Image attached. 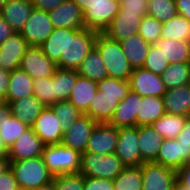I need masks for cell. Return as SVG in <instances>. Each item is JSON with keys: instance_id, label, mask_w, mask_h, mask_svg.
I'll use <instances>...</instances> for the list:
<instances>
[{"instance_id": "1", "label": "cell", "mask_w": 190, "mask_h": 190, "mask_svg": "<svg viewBox=\"0 0 190 190\" xmlns=\"http://www.w3.org/2000/svg\"><path fill=\"white\" fill-rule=\"evenodd\" d=\"M98 31L67 28V45L64 55H60V60L56 63L58 68L77 70L82 61L95 47Z\"/></svg>"}, {"instance_id": "2", "label": "cell", "mask_w": 190, "mask_h": 190, "mask_svg": "<svg viewBox=\"0 0 190 190\" xmlns=\"http://www.w3.org/2000/svg\"><path fill=\"white\" fill-rule=\"evenodd\" d=\"M95 48L100 53L110 78L129 81L133 68L123 53L120 42L109 38L103 32H98Z\"/></svg>"}, {"instance_id": "3", "label": "cell", "mask_w": 190, "mask_h": 190, "mask_svg": "<svg viewBox=\"0 0 190 190\" xmlns=\"http://www.w3.org/2000/svg\"><path fill=\"white\" fill-rule=\"evenodd\" d=\"M10 169L15 175L19 188L24 190H33L47 185L54 178L42 156L10 161Z\"/></svg>"}, {"instance_id": "4", "label": "cell", "mask_w": 190, "mask_h": 190, "mask_svg": "<svg viewBox=\"0 0 190 190\" xmlns=\"http://www.w3.org/2000/svg\"><path fill=\"white\" fill-rule=\"evenodd\" d=\"M42 158L54 176L79 173L81 168V154L62 143L45 145Z\"/></svg>"}, {"instance_id": "5", "label": "cell", "mask_w": 190, "mask_h": 190, "mask_svg": "<svg viewBox=\"0 0 190 190\" xmlns=\"http://www.w3.org/2000/svg\"><path fill=\"white\" fill-rule=\"evenodd\" d=\"M125 167L115 153L101 155L84 152L81 154L79 173L87 177L114 180Z\"/></svg>"}, {"instance_id": "6", "label": "cell", "mask_w": 190, "mask_h": 190, "mask_svg": "<svg viewBox=\"0 0 190 190\" xmlns=\"http://www.w3.org/2000/svg\"><path fill=\"white\" fill-rule=\"evenodd\" d=\"M138 146V126L118 128L115 154L126 167H139L145 163Z\"/></svg>"}, {"instance_id": "7", "label": "cell", "mask_w": 190, "mask_h": 190, "mask_svg": "<svg viewBox=\"0 0 190 190\" xmlns=\"http://www.w3.org/2000/svg\"><path fill=\"white\" fill-rule=\"evenodd\" d=\"M176 170L156 162L142 164V190H173Z\"/></svg>"}, {"instance_id": "8", "label": "cell", "mask_w": 190, "mask_h": 190, "mask_svg": "<svg viewBox=\"0 0 190 190\" xmlns=\"http://www.w3.org/2000/svg\"><path fill=\"white\" fill-rule=\"evenodd\" d=\"M20 69L33 79L52 77L56 71L57 64L51 61L40 47L29 46L21 59Z\"/></svg>"}, {"instance_id": "9", "label": "cell", "mask_w": 190, "mask_h": 190, "mask_svg": "<svg viewBox=\"0 0 190 190\" xmlns=\"http://www.w3.org/2000/svg\"><path fill=\"white\" fill-rule=\"evenodd\" d=\"M54 29L48 12L33 8L28 21L20 33L29 46L39 47Z\"/></svg>"}, {"instance_id": "10", "label": "cell", "mask_w": 190, "mask_h": 190, "mask_svg": "<svg viewBox=\"0 0 190 190\" xmlns=\"http://www.w3.org/2000/svg\"><path fill=\"white\" fill-rule=\"evenodd\" d=\"M97 122L89 115H82L69 128L64 131L62 144L83 154L87 149V143Z\"/></svg>"}, {"instance_id": "11", "label": "cell", "mask_w": 190, "mask_h": 190, "mask_svg": "<svg viewBox=\"0 0 190 190\" xmlns=\"http://www.w3.org/2000/svg\"><path fill=\"white\" fill-rule=\"evenodd\" d=\"M32 128L45 145L62 143L64 130L50 106L40 112Z\"/></svg>"}, {"instance_id": "12", "label": "cell", "mask_w": 190, "mask_h": 190, "mask_svg": "<svg viewBox=\"0 0 190 190\" xmlns=\"http://www.w3.org/2000/svg\"><path fill=\"white\" fill-rule=\"evenodd\" d=\"M130 90L136 92L141 97L159 96L163 97L167 88L162 81L161 76L141 68H135L129 78Z\"/></svg>"}, {"instance_id": "13", "label": "cell", "mask_w": 190, "mask_h": 190, "mask_svg": "<svg viewBox=\"0 0 190 190\" xmlns=\"http://www.w3.org/2000/svg\"><path fill=\"white\" fill-rule=\"evenodd\" d=\"M45 144L34 133L32 127L25 130L24 133L16 139V141L8 148L10 161H20L24 159L42 156Z\"/></svg>"}, {"instance_id": "14", "label": "cell", "mask_w": 190, "mask_h": 190, "mask_svg": "<svg viewBox=\"0 0 190 190\" xmlns=\"http://www.w3.org/2000/svg\"><path fill=\"white\" fill-rule=\"evenodd\" d=\"M119 9V0H112V3L91 5L89 9L83 12L85 28L104 32L118 14Z\"/></svg>"}, {"instance_id": "15", "label": "cell", "mask_w": 190, "mask_h": 190, "mask_svg": "<svg viewBox=\"0 0 190 190\" xmlns=\"http://www.w3.org/2000/svg\"><path fill=\"white\" fill-rule=\"evenodd\" d=\"M118 128L108 123H97L87 143L85 152L107 155L115 153Z\"/></svg>"}, {"instance_id": "16", "label": "cell", "mask_w": 190, "mask_h": 190, "mask_svg": "<svg viewBox=\"0 0 190 190\" xmlns=\"http://www.w3.org/2000/svg\"><path fill=\"white\" fill-rule=\"evenodd\" d=\"M153 162L177 171L190 162V145L181 144L176 139H164Z\"/></svg>"}, {"instance_id": "17", "label": "cell", "mask_w": 190, "mask_h": 190, "mask_svg": "<svg viewBox=\"0 0 190 190\" xmlns=\"http://www.w3.org/2000/svg\"><path fill=\"white\" fill-rule=\"evenodd\" d=\"M28 47L21 33L14 32L0 45V67L9 72L18 69Z\"/></svg>"}, {"instance_id": "18", "label": "cell", "mask_w": 190, "mask_h": 190, "mask_svg": "<svg viewBox=\"0 0 190 190\" xmlns=\"http://www.w3.org/2000/svg\"><path fill=\"white\" fill-rule=\"evenodd\" d=\"M54 28L83 29L85 28L83 12L71 0H65L54 10L48 12Z\"/></svg>"}, {"instance_id": "19", "label": "cell", "mask_w": 190, "mask_h": 190, "mask_svg": "<svg viewBox=\"0 0 190 190\" xmlns=\"http://www.w3.org/2000/svg\"><path fill=\"white\" fill-rule=\"evenodd\" d=\"M146 14H131L119 11L111 24L104 30L109 38L118 42L138 33L142 18Z\"/></svg>"}, {"instance_id": "20", "label": "cell", "mask_w": 190, "mask_h": 190, "mask_svg": "<svg viewBox=\"0 0 190 190\" xmlns=\"http://www.w3.org/2000/svg\"><path fill=\"white\" fill-rule=\"evenodd\" d=\"M140 101H142V97L130 90L128 95L119 102L108 124L117 128L136 126Z\"/></svg>"}, {"instance_id": "21", "label": "cell", "mask_w": 190, "mask_h": 190, "mask_svg": "<svg viewBox=\"0 0 190 190\" xmlns=\"http://www.w3.org/2000/svg\"><path fill=\"white\" fill-rule=\"evenodd\" d=\"M31 0H7L0 15L11 25L14 32L20 33L33 10Z\"/></svg>"}, {"instance_id": "22", "label": "cell", "mask_w": 190, "mask_h": 190, "mask_svg": "<svg viewBox=\"0 0 190 190\" xmlns=\"http://www.w3.org/2000/svg\"><path fill=\"white\" fill-rule=\"evenodd\" d=\"M163 100L165 113L190 117V84L167 89Z\"/></svg>"}, {"instance_id": "23", "label": "cell", "mask_w": 190, "mask_h": 190, "mask_svg": "<svg viewBox=\"0 0 190 190\" xmlns=\"http://www.w3.org/2000/svg\"><path fill=\"white\" fill-rule=\"evenodd\" d=\"M28 128L27 124L12 115L9 104L4 103L0 106V136L7 148Z\"/></svg>"}, {"instance_id": "24", "label": "cell", "mask_w": 190, "mask_h": 190, "mask_svg": "<svg viewBox=\"0 0 190 190\" xmlns=\"http://www.w3.org/2000/svg\"><path fill=\"white\" fill-rule=\"evenodd\" d=\"M97 82L78 75L76 84L71 90L68 101H70L82 113H89L91 99L97 93Z\"/></svg>"}, {"instance_id": "25", "label": "cell", "mask_w": 190, "mask_h": 190, "mask_svg": "<svg viewBox=\"0 0 190 190\" xmlns=\"http://www.w3.org/2000/svg\"><path fill=\"white\" fill-rule=\"evenodd\" d=\"M121 101V96L104 95L97 91L91 99L89 115L97 123H108Z\"/></svg>"}, {"instance_id": "26", "label": "cell", "mask_w": 190, "mask_h": 190, "mask_svg": "<svg viewBox=\"0 0 190 190\" xmlns=\"http://www.w3.org/2000/svg\"><path fill=\"white\" fill-rule=\"evenodd\" d=\"M12 115L32 127L46 107L35 95H30L9 103Z\"/></svg>"}, {"instance_id": "27", "label": "cell", "mask_w": 190, "mask_h": 190, "mask_svg": "<svg viewBox=\"0 0 190 190\" xmlns=\"http://www.w3.org/2000/svg\"><path fill=\"white\" fill-rule=\"evenodd\" d=\"M163 140L151 125L138 127V147L145 162H153L157 158Z\"/></svg>"}, {"instance_id": "28", "label": "cell", "mask_w": 190, "mask_h": 190, "mask_svg": "<svg viewBox=\"0 0 190 190\" xmlns=\"http://www.w3.org/2000/svg\"><path fill=\"white\" fill-rule=\"evenodd\" d=\"M150 45L138 33L120 41L121 49L133 69L143 67Z\"/></svg>"}, {"instance_id": "29", "label": "cell", "mask_w": 190, "mask_h": 190, "mask_svg": "<svg viewBox=\"0 0 190 190\" xmlns=\"http://www.w3.org/2000/svg\"><path fill=\"white\" fill-rule=\"evenodd\" d=\"M33 95V78L26 71L18 68L10 72L9 89L4 103Z\"/></svg>"}, {"instance_id": "30", "label": "cell", "mask_w": 190, "mask_h": 190, "mask_svg": "<svg viewBox=\"0 0 190 190\" xmlns=\"http://www.w3.org/2000/svg\"><path fill=\"white\" fill-rule=\"evenodd\" d=\"M164 114L163 97L144 96L142 97V101H140V107L136 117V126L151 125Z\"/></svg>"}, {"instance_id": "31", "label": "cell", "mask_w": 190, "mask_h": 190, "mask_svg": "<svg viewBox=\"0 0 190 190\" xmlns=\"http://www.w3.org/2000/svg\"><path fill=\"white\" fill-rule=\"evenodd\" d=\"M154 44L161 49L169 64L190 62V41L160 38Z\"/></svg>"}, {"instance_id": "32", "label": "cell", "mask_w": 190, "mask_h": 190, "mask_svg": "<svg viewBox=\"0 0 190 190\" xmlns=\"http://www.w3.org/2000/svg\"><path fill=\"white\" fill-rule=\"evenodd\" d=\"M80 76L93 81H102L108 78V72L98 50L94 47L77 69Z\"/></svg>"}, {"instance_id": "33", "label": "cell", "mask_w": 190, "mask_h": 190, "mask_svg": "<svg viewBox=\"0 0 190 190\" xmlns=\"http://www.w3.org/2000/svg\"><path fill=\"white\" fill-rule=\"evenodd\" d=\"M67 45V28H55L48 38L39 46L43 53L57 63L64 55Z\"/></svg>"}, {"instance_id": "34", "label": "cell", "mask_w": 190, "mask_h": 190, "mask_svg": "<svg viewBox=\"0 0 190 190\" xmlns=\"http://www.w3.org/2000/svg\"><path fill=\"white\" fill-rule=\"evenodd\" d=\"M188 117L176 114L165 113L157 119L151 126L164 138L176 139L182 131L184 123Z\"/></svg>"}, {"instance_id": "35", "label": "cell", "mask_w": 190, "mask_h": 190, "mask_svg": "<svg viewBox=\"0 0 190 190\" xmlns=\"http://www.w3.org/2000/svg\"><path fill=\"white\" fill-rule=\"evenodd\" d=\"M77 70L57 68L52 76L55 82V103L68 100L71 90L76 84Z\"/></svg>"}, {"instance_id": "36", "label": "cell", "mask_w": 190, "mask_h": 190, "mask_svg": "<svg viewBox=\"0 0 190 190\" xmlns=\"http://www.w3.org/2000/svg\"><path fill=\"white\" fill-rule=\"evenodd\" d=\"M161 78L167 89L190 84V62L169 64Z\"/></svg>"}, {"instance_id": "37", "label": "cell", "mask_w": 190, "mask_h": 190, "mask_svg": "<svg viewBox=\"0 0 190 190\" xmlns=\"http://www.w3.org/2000/svg\"><path fill=\"white\" fill-rule=\"evenodd\" d=\"M161 38L190 41V21L177 14L162 23Z\"/></svg>"}, {"instance_id": "38", "label": "cell", "mask_w": 190, "mask_h": 190, "mask_svg": "<svg viewBox=\"0 0 190 190\" xmlns=\"http://www.w3.org/2000/svg\"><path fill=\"white\" fill-rule=\"evenodd\" d=\"M114 190H142V165L125 167L113 180Z\"/></svg>"}, {"instance_id": "39", "label": "cell", "mask_w": 190, "mask_h": 190, "mask_svg": "<svg viewBox=\"0 0 190 190\" xmlns=\"http://www.w3.org/2000/svg\"><path fill=\"white\" fill-rule=\"evenodd\" d=\"M178 14L175 0H148L147 15L161 23L169 21Z\"/></svg>"}, {"instance_id": "40", "label": "cell", "mask_w": 190, "mask_h": 190, "mask_svg": "<svg viewBox=\"0 0 190 190\" xmlns=\"http://www.w3.org/2000/svg\"><path fill=\"white\" fill-rule=\"evenodd\" d=\"M56 117L59 119L62 129L65 131L84 113L77 109L70 101H58L50 105Z\"/></svg>"}, {"instance_id": "41", "label": "cell", "mask_w": 190, "mask_h": 190, "mask_svg": "<svg viewBox=\"0 0 190 190\" xmlns=\"http://www.w3.org/2000/svg\"><path fill=\"white\" fill-rule=\"evenodd\" d=\"M33 95L45 106L55 103V82L52 77L33 79Z\"/></svg>"}, {"instance_id": "42", "label": "cell", "mask_w": 190, "mask_h": 190, "mask_svg": "<svg viewBox=\"0 0 190 190\" xmlns=\"http://www.w3.org/2000/svg\"><path fill=\"white\" fill-rule=\"evenodd\" d=\"M168 66L169 62L161 49L151 44L143 68L161 76Z\"/></svg>"}, {"instance_id": "43", "label": "cell", "mask_w": 190, "mask_h": 190, "mask_svg": "<svg viewBox=\"0 0 190 190\" xmlns=\"http://www.w3.org/2000/svg\"><path fill=\"white\" fill-rule=\"evenodd\" d=\"M97 89L104 95L121 96L122 101L130 91V84L129 81L108 77L97 82Z\"/></svg>"}, {"instance_id": "44", "label": "cell", "mask_w": 190, "mask_h": 190, "mask_svg": "<svg viewBox=\"0 0 190 190\" xmlns=\"http://www.w3.org/2000/svg\"><path fill=\"white\" fill-rule=\"evenodd\" d=\"M162 23L152 16L145 15L139 26L138 34L149 44H154L161 38Z\"/></svg>"}, {"instance_id": "45", "label": "cell", "mask_w": 190, "mask_h": 190, "mask_svg": "<svg viewBox=\"0 0 190 190\" xmlns=\"http://www.w3.org/2000/svg\"><path fill=\"white\" fill-rule=\"evenodd\" d=\"M53 182L56 190H84V176L81 173L55 175Z\"/></svg>"}, {"instance_id": "46", "label": "cell", "mask_w": 190, "mask_h": 190, "mask_svg": "<svg viewBox=\"0 0 190 190\" xmlns=\"http://www.w3.org/2000/svg\"><path fill=\"white\" fill-rule=\"evenodd\" d=\"M119 11L131 14H146L148 0H119Z\"/></svg>"}, {"instance_id": "47", "label": "cell", "mask_w": 190, "mask_h": 190, "mask_svg": "<svg viewBox=\"0 0 190 190\" xmlns=\"http://www.w3.org/2000/svg\"><path fill=\"white\" fill-rule=\"evenodd\" d=\"M84 190H114L113 180L84 176Z\"/></svg>"}, {"instance_id": "48", "label": "cell", "mask_w": 190, "mask_h": 190, "mask_svg": "<svg viewBox=\"0 0 190 190\" xmlns=\"http://www.w3.org/2000/svg\"><path fill=\"white\" fill-rule=\"evenodd\" d=\"M19 186L11 169L0 176V190H18Z\"/></svg>"}, {"instance_id": "49", "label": "cell", "mask_w": 190, "mask_h": 190, "mask_svg": "<svg viewBox=\"0 0 190 190\" xmlns=\"http://www.w3.org/2000/svg\"><path fill=\"white\" fill-rule=\"evenodd\" d=\"M33 7L38 10L50 12L58 7L65 0H31Z\"/></svg>"}, {"instance_id": "50", "label": "cell", "mask_w": 190, "mask_h": 190, "mask_svg": "<svg viewBox=\"0 0 190 190\" xmlns=\"http://www.w3.org/2000/svg\"><path fill=\"white\" fill-rule=\"evenodd\" d=\"M177 180L190 190V162H187L182 168L177 171Z\"/></svg>"}, {"instance_id": "51", "label": "cell", "mask_w": 190, "mask_h": 190, "mask_svg": "<svg viewBox=\"0 0 190 190\" xmlns=\"http://www.w3.org/2000/svg\"><path fill=\"white\" fill-rule=\"evenodd\" d=\"M10 72L0 67V96L5 99L9 89Z\"/></svg>"}, {"instance_id": "52", "label": "cell", "mask_w": 190, "mask_h": 190, "mask_svg": "<svg viewBox=\"0 0 190 190\" xmlns=\"http://www.w3.org/2000/svg\"><path fill=\"white\" fill-rule=\"evenodd\" d=\"M13 33L11 25L0 15V45Z\"/></svg>"}, {"instance_id": "53", "label": "cell", "mask_w": 190, "mask_h": 190, "mask_svg": "<svg viewBox=\"0 0 190 190\" xmlns=\"http://www.w3.org/2000/svg\"><path fill=\"white\" fill-rule=\"evenodd\" d=\"M176 140L181 142V144L190 145V117L186 119L183 129Z\"/></svg>"}, {"instance_id": "54", "label": "cell", "mask_w": 190, "mask_h": 190, "mask_svg": "<svg viewBox=\"0 0 190 190\" xmlns=\"http://www.w3.org/2000/svg\"><path fill=\"white\" fill-rule=\"evenodd\" d=\"M177 12L180 16H183L190 21V0H175Z\"/></svg>"}, {"instance_id": "55", "label": "cell", "mask_w": 190, "mask_h": 190, "mask_svg": "<svg viewBox=\"0 0 190 190\" xmlns=\"http://www.w3.org/2000/svg\"><path fill=\"white\" fill-rule=\"evenodd\" d=\"M75 2L82 12L89 9L91 5L98 4V3H112V0H71Z\"/></svg>"}, {"instance_id": "56", "label": "cell", "mask_w": 190, "mask_h": 190, "mask_svg": "<svg viewBox=\"0 0 190 190\" xmlns=\"http://www.w3.org/2000/svg\"><path fill=\"white\" fill-rule=\"evenodd\" d=\"M10 169V160L7 156L0 157V176Z\"/></svg>"}, {"instance_id": "57", "label": "cell", "mask_w": 190, "mask_h": 190, "mask_svg": "<svg viewBox=\"0 0 190 190\" xmlns=\"http://www.w3.org/2000/svg\"><path fill=\"white\" fill-rule=\"evenodd\" d=\"M7 155H8V148L0 136V157L1 156H7Z\"/></svg>"}, {"instance_id": "58", "label": "cell", "mask_w": 190, "mask_h": 190, "mask_svg": "<svg viewBox=\"0 0 190 190\" xmlns=\"http://www.w3.org/2000/svg\"><path fill=\"white\" fill-rule=\"evenodd\" d=\"M33 190H56V187L54 185V182L52 181L51 183H49L47 185L38 187V188L33 189Z\"/></svg>"}, {"instance_id": "59", "label": "cell", "mask_w": 190, "mask_h": 190, "mask_svg": "<svg viewBox=\"0 0 190 190\" xmlns=\"http://www.w3.org/2000/svg\"><path fill=\"white\" fill-rule=\"evenodd\" d=\"M173 190H188V187L183 186L178 180L174 184Z\"/></svg>"}, {"instance_id": "60", "label": "cell", "mask_w": 190, "mask_h": 190, "mask_svg": "<svg viewBox=\"0 0 190 190\" xmlns=\"http://www.w3.org/2000/svg\"><path fill=\"white\" fill-rule=\"evenodd\" d=\"M6 0H0V10L3 7V5L5 4Z\"/></svg>"}, {"instance_id": "61", "label": "cell", "mask_w": 190, "mask_h": 190, "mask_svg": "<svg viewBox=\"0 0 190 190\" xmlns=\"http://www.w3.org/2000/svg\"><path fill=\"white\" fill-rule=\"evenodd\" d=\"M4 104V99L0 96V106Z\"/></svg>"}]
</instances>
